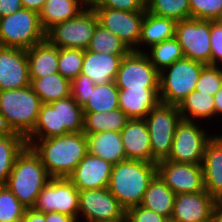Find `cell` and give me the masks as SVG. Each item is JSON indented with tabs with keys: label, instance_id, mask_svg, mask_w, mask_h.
Here are the masks:
<instances>
[{
	"label": "cell",
	"instance_id": "e575fe53",
	"mask_svg": "<svg viewBox=\"0 0 222 222\" xmlns=\"http://www.w3.org/2000/svg\"><path fill=\"white\" fill-rule=\"evenodd\" d=\"M144 53L159 72L172 65L175 61L184 58L181 46L175 37L151 46Z\"/></svg>",
	"mask_w": 222,
	"mask_h": 222
},
{
	"label": "cell",
	"instance_id": "6da1fadb",
	"mask_svg": "<svg viewBox=\"0 0 222 222\" xmlns=\"http://www.w3.org/2000/svg\"><path fill=\"white\" fill-rule=\"evenodd\" d=\"M26 143L40 157L52 178H68L88 153L87 137L83 132H70L45 139H26Z\"/></svg>",
	"mask_w": 222,
	"mask_h": 222
},
{
	"label": "cell",
	"instance_id": "836d02e7",
	"mask_svg": "<svg viewBox=\"0 0 222 222\" xmlns=\"http://www.w3.org/2000/svg\"><path fill=\"white\" fill-rule=\"evenodd\" d=\"M87 50L116 56H127L131 52L129 47L116 34L110 32L99 23Z\"/></svg>",
	"mask_w": 222,
	"mask_h": 222
},
{
	"label": "cell",
	"instance_id": "11a10c76",
	"mask_svg": "<svg viewBox=\"0 0 222 222\" xmlns=\"http://www.w3.org/2000/svg\"><path fill=\"white\" fill-rule=\"evenodd\" d=\"M215 203H222V190L214 197Z\"/></svg>",
	"mask_w": 222,
	"mask_h": 222
},
{
	"label": "cell",
	"instance_id": "d4e9b609",
	"mask_svg": "<svg viewBox=\"0 0 222 222\" xmlns=\"http://www.w3.org/2000/svg\"><path fill=\"white\" fill-rule=\"evenodd\" d=\"M176 23L172 18L158 17L146 11L141 25L138 52H145V47L150 48L175 37Z\"/></svg>",
	"mask_w": 222,
	"mask_h": 222
},
{
	"label": "cell",
	"instance_id": "4fadbf2b",
	"mask_svg": "<svg viewBox=\"0 0 222 222\" xmlns=\"http://www.w3.org/2000/svg\"><path fill=\"white\" fill-rule=\"evenodd\" d=\"M115 84L118 89L159 88V71L144 52L131 51L121 60Z\"/></svg>",
	"mask_w": 222,
	"mask_h": 222
},
{
	"label": "cell",
	"instance_id": "7dc6e473",
	"mask_svg": "<svg viewBox=\"0 0 222 222\" xmlns=\"http://www.w3.org/2000/svg\"><path fill=\"white\" fill-rule=\"evenodd\" d=\"M21 222H46L45 213L37 212L33 208L25 209Z\"/></svg>",
	"mask_w": 222,
	"mask_h": 222
},
{
	"label": "cell",
	"instance_id": "83f0119b",
	"mask_svg": "<svg viewBox=\"0 0 222 222\" xmlns=\"http://www.w3.org/2000/svg\"><path fill=\"white\" fill-rule=\"evenodd\" d=\"M83 133L121 132L130 118L120 109L106 112H83Z\"/></svg>",
	"mask_w": 222,
	"mask_h": 222
},
{
	"label": "cell",
	"instance_id": "4316f807",
	"mask_svg": "<svg viewBox=\"0 0 222 222\" xmlns=\"http://www.w3.org/2000/svg\"><path fill=\"white\" fill-rule=\"evenodd\" d=\"M175 197L176 194L156 175L144 193L141 206L171 218Z\"/></svg>",
	"mask_w": 222,
	"mask_h": 222
},
{
	"label": "cell",
	"instance_id": "1f68e13d",
	"mask_svg": "<svg viewBox=\"0 0 222 222\" xmlns=\"http://www.w3.org/2000/svg\"><path fill=\"white\" fill-rule=\"evenodd\" d=\"M49 104L58 106L59 136L70 132H83V108L72 96Z\"/></svg>",
	"mask_w": 222,
	"mask_h": 222
},
{
	"label": "cell",
	"instance_id": "603a6c76",
	"mask_svg": "<svg viewBox=\"0 0 222 222\" xmlns=\"http://www.w3.org/2000/svg\"><path fill=\"white\" fill-rule=\"evenodd\" d=\"M201 166L205 190L215 197L222 190V143L215 136L205 146Z\"/></svg>",
	"mask_w": 222,
	"mask_h": 222
},
{
	"label": "cell",
	"instance_id": "2e32d148",
	"mask_svg": "<svg viewBox=\"0 0 222 222\" xmlns=\"http://www.w3.org/2000/svg\"><path fill=\"white\" fill-rule=\"evenodd\" d=\"M30 85L26 49L0 46V91Z\"/></svg>",
	"mask_w": 222,
	"mask_h": 222
},
{
	"label": "cell",
	"instance_id": "7c38bea8",
	"mask_svg": "<svg viewBox=\"0 0 222 222\" xmlns=\"http://www.w3.org/2000/svg\"><path fill=\"white\" fill-rule=\"evenodd\" d=\"M78 217V222L80 218L82 222H120L125 210L107 188L83 190L79 191Z\"/></svg>",
	"mask_w": 222,
	"mask_h": 222
},
{
	"label": "cell",
	"instance_id": "44dd1931",
	"mask_svg": "<svg viewBox=\"0 0 222 222\" xmlns=\"http://www.w3.org/2000/svg\"><path fill=\"white\" fill-rule=\"evenodd\" d=\"M111 54L84 50L81 74L88 76L96 85L115 81L122 58Z\"/></svg>",
	"mask_w": 222,
	"mask_h": 222
},
{
	"label": "cell",
	"instance_id": "8992f818",
	"mask_svg": "<svg viewBox=\"0 0 222 222\" xmlns=\"http://www.w3.org/2000/svg\"><path fill=\"white\" fill-rule=\"evenodd\" d=\"M46 39L39 13L22 8L0 18V46L29 49Z\"/></svg>",
	"mask_w": 222,
	"mask_h": 222
},
{
	"label": "cell",
	"instance_id": "8fae6325",
	"mask_svg": "<svg viewBox=\"0 0 222 222\" xmlns=\"http://www.w3.org/2000/svg\"><path fill=\"white\" fill-rule=\"evenodd\" d=\"M33 209L42 213H63L78 222L79 190L68 178H51L38 195Z\"/></svg>",
	"mask_w": 222,
	"mask_h": 222
},
{
	"label": "cell",
	"instance_id": "680465c9",
	"mask_svg": "<svg viewBox=\"0 0 222 222\" xmlns=\"http://www.w3.org/2000/svg\"><path fill=\"white\" fill-rule=\"evenodd\" d=\"M165 222H178L177 220H174V219H172V218H167L166 220H165Z\"/></svg>",
	"mask_w": 222,
	"mask_h": 222
},
{
	"label": "cell",
	"instance_id": "9a60e30c",
	"mask_svg": "<svg viewBox=\"0 0 222 222\" xmlns=\"http://www.w3.org/2000/svg\"><path fill=\"white\" fill-rule=\"evenodd\" d=\"M157 175L175 193H197L205 190L201 164L158 161Z\"/></svg>",
	"mask_w": 222,
	"mask_h": 222
},
{
	"label": "cell",
	"instance_id": "c3c4849f",
	"mask_svg": "<svg viewBox=\"0 0 222 222\" xmlns=\"http://www.w3.org/2000/svg\"><path fill=\"white\" fill-rule=\"evenodd\" d=\"M46 222H77L73 217L59 212L45 213Z\"/></svg>",
	"mask_w": 222,
	"mask_h": 222
},
{
	"label": "cell",
	"instance_id": "ba28073f",
	"mask_svg": "<svg viewBox=\"0 0 222 222\" xmlns=\"http://www.w3.org/2000/svg\"><path fill=\"white\" fill-rule=\"evenodd\" d=\"M201 123L181 119L176 126L167 160L185 164L202 163L205 146L214 134H208V130Z\"/></svg>",
	"mask_w": 222,
	"mask_h": 222
},
{
	"label": "cell",
	"instance_id": "cb8c5ba5",
	"mask_svg": "<svg viewBox=\"0 0 222 222\" xmlns=\"http://www.w3.org/2000/svg\"><path fill=\"white\" fill-rule=\"evenodd\" d=\"M88 153L115 165L126 159L120 132L105 131L86 134Z\"/></svg>",
	"mask_w": 222,
	"mask_h": 222
},
{
	"label": "cell",
	"instance_id": "30bf717a",
	"mask_svg": "<svg viewBox=\"0 0 222 222\" xmlns=\"http://www.w3.org/2000/svg\"><path fill=\"white\" fill-rule=\"evenodd\" d=\"M175 38L184 58L211 65L210 20L189 18L177 21Z\"/></svg>",
	"mask_w": 222,
	"mask_h": 222
},
{
	"label": "cell",
	"instance_id": "e0dca14e",
	"mask_svg": "<svg viewBox=\"0 0 222 222\" xmlns=\"http://www.w3.org/2000/svg\"><path fill=\"white\" fill-rule=\"evenodd\" d=\"M113 164L87 153L68 179L79 191L108 188Z\"/></svg>",
	"mask_w": 222,
	"mask_h": 222
},
{
	"label": "cell",
	"instance_id": "9f6ffc18",
	"mask_svg": "<svg viewBox=\"0 0 222 222\" xmlns=\"http://www.w3.org/2000/svg\"><path fill=\"white\" fill-rule=\"evenodd\" d=\"M215 21L222 24V11L220 12L219 16L216 18Z\"/></svg>",
	"mask_w": 222,
	"mask_h": 222
},
{
	"label": "cell",
	"instance_id": "ee69618b",
	"mask_svg": "<svg viewBox=\"0 0 222 222\" xmlns=\"http://www.w3.org/2000/svg\"><path fill=\"white\" fill-rule=\"evenodd\" d=\"M167 218L141 205L125 211L126 222H165Z\"/></svg>",
	"mask_w": 222,
	"mask_h": 222
},
{
	"label": "cell",
	"instance_id": "f5cc1de1",
	"mask_svg": "<svg viewBox=\"0 0 222 222\" xmlns=\"http://www.w3.org/2000/svg\"><path fill=\"white\" fill-rule=\"evenodd\" d=\"M7 133H9V130L6 128L0 114V137L6 135Z\"/></svg>",
	"mask_w": 222,
	"mask_h": 222
},
{
	"label": "cell",
	"instance_id": "ac0fdd59",
	"mask_svg": "<svg viewBox=\"0 0 222 222\" xmlns=\"http://www.w3.org/2000/svg\"><path fill=\"white\" fill-rule=\"evenodd\" d=\"M215 199L206 190L176 194L171 218L178 222H211Z\"/></svg>",
	"mask_w": 222,
	"mask_h": 222
},
{
	"label": "cell",
	"instance_id": "d6a6232c",
	"mask_svg": "<svg viewBox=\"0 0 222 222\" xmlns=\"http://www.w3.org/2000/svg\"><path fill=\"white\" fill-rule=\"evenodd\" d=\"M119 89L115 81L95 85L90 97L82 107L83 112H106L119 108Z\"/></svg>",
	"mask_w": 222,
	"mask_h": 222
},
{
	"label": "cell",
	"instance_id": "3957f363",
	"mask_svg": "<svg viewBox=\"0 0 222 222\" xmlns=\"http://www.w3.org/2000/svg\"><path fill=\"white\" fill-rule=\"evenodd\" d=\"M51 178L40 157L26 146L17 156L5 185L26 209H31Z\"/></svg>",
	"mask_w": 222,
	"mask_h": 222
},
{
	"label": "cell",
	"instance_id": "277c9868",
	"mask_svg": "<svg viewBox=\"0 0 222 222\" xmlns=\"http://www.w3.org/2000/svg\"><path fill=\"white\" fill-rule=\"evenodd\" d=\"M42 104L31 85L0 91V114L6 128L25 138L36 126Z\"/></svg>",
	"mask_w": 222,
	"mask_h": 222
},
{
	"label": "cell",
	"instance_id": "6f0895ef",
	"mask_svg": "<svg viewBox=\"0 0 222 222\" xmlns=\"http://www.w3.org/2000/svg\"><path fill=\"white\" fill-rule=\"evenodd\" d=\"M214 136L222 143V134L221 133H219L218 135L215 134Z\"/></svg>",
	"mask_w": 222,
	"mask_h": 222
},
{
	"label": "cell",
	"instance_id": "f35d334b",
	"mask_svg": "<svg viewBox=\"0 0 222 222\" xmlns=\"http://www.w3.org/2000/svg\"><path fill=\"white\" fill-rule=\"evenodd\" d=\"M25 209L6 185H0V222H21Z\"/></svg>",
	"mask_w": 222,
	"mask_h": 222
},
{
	"label": "cell",
	"instance_id": "74e56055",
	"mask_svg": "<svg viewBox=\"0 0 222 222\" xmlns=\"http://www.w3.org/2000/svg\"><path fill=\"white\" fill-rule=\"evenodd\" d=\"M84 50L76 48H59L58 72L70 81L81 73Z\"/></svg>",
	"mask_w": 222,
	"mask_h": 222
},
{
	"label": "cell",
	"instance_id": "f546056e",
	"mask_svg": "<svg viewBox=\"0 0 222 222\" xmlns=\"http://www.w3.org/2000/svg\"><path fill=\"white\" fill-rule=\"evenodd\" d=\"M181 118L188 121L204 122L214 119V96L193 90L178 106ZM200 119V120H199Z\"/></svg>",
	"mask_w": 222,
	"mask_h": 222
},
{
	"label": "cell",
	"instance_id": "bcb514c9",
	"mask_svg": "<svg viewBox=\"0 0 222 222\" xmlns=\"http://www.w3.org/2000/svg\"><path fill=\"white\" fill-rule=\"evenodd\" d=\"M22 8V0H0V18L11 15Z\"/></svg>",
	"mask_w": 222,
	"mask_h": 222
},
{
	"label": "cell",
	"instance_id": "d590c367",
	"mask_svg": "<svg viewBox=\"0 0 222 222\" xmlns=\"http://www.w3.org/2000/svg\"><path fill=\"white\" fill-rule=\"evenodd\" d=\"M59 136L58 106L42 104L36 126L26 139H45Z\"/></svg>",
	"mask_w": 222,
	"mask_h": 222
},
{
	"label": "cell",
	"instance_id": "d6986e66",
	"mask_svg": "<svg viewBox=\"0 0 222 222\" xmlns=\"http://www.w3.org/2000/svg\"><path fill=\"white\" fill-rule=\"evenodd\" d=\"M120 133L126 159L152 163L150 135L145 119H130Z\"/></svg>",
	"mask_w": 222,
	"mask_h": 222
},
{
	"label": "cell",
	"instance_id": "ab89813d",
	"mask_svg": "<svg viewBox=\"0 0 222 222\" xmlns=\"http://www.w3.org/2000/svg\"><path fill=\"white\" fill-rule=\"evenodd\" d=\"M222 85V66L205 65L199 75L195 90L214 96Z\"/></svg>",
	"mask_w": 222,
	"mask_h": 222
},
{
	"label": "cell",
	"instance_id": "f907efd6",
	"mask_svg": "<svg viewBox=\"0 0 222 222\" xmlns=\"http://www.w3.org/2000/svg\"><path fill=\"white\" fill-rule=\"evenodd\" d=\"M211 222H222V203H215Z\"/></svg>",
	"mask_w": 222,
	"mask_h": 222
},
{
	"label": "cell",
	"instance_id": "7402d4cb",
	"mask_svg": "<svg viewBox=\"0 0 222 222\" xmlns=\"http://www.w3.org/2000/svg\"><path fill=\"white\" fill-rule=\"evenodd\" d=\"M26 52L30 81L58 73L59 48L52 45L47 39L33 45Z\"/></svg>",
	"mask_w": 222,
	"mask_h": 222
},
{
	"label": "cell",
	"instance_id": "484cf974",
	"mask_svg": "<svg viewBox=\"0 0 222 222\" xmlns=\"http://www.w3.org/2000/svg\"><path fill=\"white\" fill-rule=\"evenodd\" d=\"M85 8L82 0H46L39 13L41 27L47 32L54 25L75 18Z\"/></svg>",
	"mask_w": 222,
	"mask_h": 222
},
{
	"label": "cell",
	"instance_id": "8d00e7d4",
	"mask_svg": "<svg viewBox=\"0 0 222 222\" xmlns=\"http://www.w3.org/2000/svg\"><path fill=\"white\" fill-rule=\"evenodd\" d=\"M146 11L176 21L190 18L189 0H146Z\"/></svg>",
	"mask_w": 222,
	"mask_h": 222
},
{
	"label": "cell",
	"instance_id": "db71d44e",
	"mask_svg": "<svg viewBox=\"0 0 222 222\" xmlns=\"http://www.w3.org/2000/svg\"><path fill=\"white\" fill-rule=\"evenodd\" d=\"M101 0H82L85 7H94L97 5Z\"/></svg>",
	"mask_w": 222,
	"mask_h": 222
},
{
	"label": "cell",
	"instance_id": "4dcf8cb0",
	"mask_svg": "<svg viewBox=\"0 0 222 222\" xmlns=\"http://www.w3.org/2000/svg\"><path fill=\"white\" fill-rule=\"evenodd\" d=\"M27 146L26 138L9 132L0 137V185H5L17 156Z\"/></svg>",
	"mask_w": 222,
	"mask_h": 222
},
{
	"label": "cell",
	"instance_id": "91938a15",
	"mask_svg": "<svg viewBox=\"0 0 222 222\" xmlns=\"http://www.w3.org/2000/svg\"><path fill=\"white\" fill-rule=\"evenodd\" d=\"M216 94H222V85H221V88L219 89V91Z\"/></svg>",
	"mask_w": 222,
	"mask_h": 222
},
{
	"label": "cell",
	"instance_id": "9c48e42d",
	"mask_svg": "<svg viewBox=\"0 0 222 222\" xmlns=\"http://www.w3.org/2000/svg\"><path fill=\"white\" fill-rule=\"evenodd\" d=\"M98 17L91 7H86L75 18L58 23L46 32V39L58 48L86 50L94 35Z\"/></svg>",
	"mask_w": 222,
	"mask_h": 222
},
{
	"label": "cell",
	"instance_id": "60d3db41",
	"mask_svg": "<svg viewBox=\"0 0 222 222\" xmlns=\"http://www.w3.org/2000/svg\"><path fill=\"white\" fill-rule=\"evenodd\" d=\"M190 18L216 20L222 11V0H189Z\"/></svg>",
	"mask_w": 222,
	"mask_h": 222
},
{
	"label": "cell",
	"instance_id": "7a4b0ae2",
	"mask_svg": "<svg viewBox=\"0 0 222 222\" xmlns=\"http://www.w3.org/2000/svg\"><path fill=\"white\" fill-rule=\"evenodd\" d=\"M156 175V163L125 159L113 165L107 189L126 211L141 205L144 193Z\"/></svg>",
	"mask_w": 222,
	"mask_h": 222
},
{
	"label": "cell",
	"instance_id": "b9f144b4",
	"mask_svg": "<svg viewBox=\"0 0 222 222\" xmlns=\"http://www.w3.org/2000/svg\"><path fill=\"white\" fill-rule=\"evenodd\" d=\"M95 83L86 75L79 74L71 80V96L80 105L84 106L90 97V93L95 88Z\"/></svg>",
	"mask_w": 222,
	"mask_h": 222
},
{
	"label": "cell",
	"instance_id": "f1b7e54d",
	"mask_svg": "<svg viewBox=\"0 0 222 222\" xmlns=\"http://www.w3.org/2000/svg\"><path fill=\"white\" fill-rule=\"evenodd\" d=\"M30 85L43 104L71 96V81L59 72L32 79Z\"/></svg>",
	"mask_w": 222,
	"mask_h": 222
},
{
	"label": "cell",
	"instance_id": "681fc988",
	"mask_svg": "<svg viewBox=\"0 0 222 222\" xmlns=\"http://www.w3.org/2000/svg\"><path fill=\"white\" fill-rule=\"evenodd\" d=\"M45 3L46 0H22L23 8L33 10L37 13L43 10Z\"/></svg>",
	"mask_w": 222,
	"mask_h": 222
},
{
	"label": "cell",
	"instance_id": "5b68a950",
	"mask_svg": "<svg viewBox=\"0 0 222 222\" xmlns=\"http://www.w3.org/2000/svg\"><path fill=\"white\" fill-rule=\"evenodd\" d=\"M204 66L200 62L183 58L159 72L160 102L179 106L195 90Z\"/></svg>",
	"mask_w": 222,
	"mask_h": 222
},
{
	"label": "cell",
	"instance_id": "f6af8a7d",
	"mask_svg": "<svg viewBox=\"0 0 222 222\" xmlns=\"http://www.w3.org/2000/svg\"><path fill=\"white\" fill-rule=\"evenodd\" d=\"M94 7L111 8L122 11H146L145 0H101Z\"/></svg>",
	"mask_w": 222,
	"mask_h": 222
},
{
	"label": "cell",
	"instance_id": "52a82bcc",
	"mask_svg": "<svg viewBox=\"0 0 222 222\" xmlns=\"http://www.w3.org/2000/svg\"><path fill=\"white\" fill-rule=\"evenodd\" d=\"M152 148V163L166 159L171 151L177 124L181 121L178 106L159 103L144 118Z\"/></svg>",
	"mask_w": 222,
	"mask_h": 222
},
{
	"label": "cell",
	"instance_id": "5bb4252c",
	"mask_svg": "<svg viewBox=\"0 0 222 222\" xmlns=\"http://www.w3.org/2000/svg\"><path fill=\"white\" fill-rule=\"evenodd\" d=\"M98 23L116 34L131 51L138 52L141 25L146 11H122L104 7H92Z\"/></svg>",
	"mask_w": 222,
	"mask_h": 222
},
{
	"label": "cell",
	"instance_id": "816d5d0a",
	"mask_svg": "<svg viewBox=\"0 0 222 222\" xmlns=\"http://www.w3.org/2000/svg\"><path fill=\"white\" fill-rule=\"evenodd\" d=\"M215 118L222 116V94L214 95Z\"/></svg>",
	"mask_w": 222,
	"mask_h": 222
},
{
	"label": "cell",
	"instance_id": "ffe728a7",
	"mask_svg": "<svg viewBox=\"0 0 222 222\" xmlns=\"http://www.w3.org/2000/svg\"><path fill=\"white\" fill-rule=\"evenodd\" d=\"M119 108L130 118L144 119L160 103L159 88L119 89Z\"/></svg>",
	"mask_w": 222,
	"mask_h": 222
},
{
	"label": "cell",
	"instance_id": "7bdbcfd3",
	"mask_svg": "<svg viewBox=\"0 0 222 222\" xmlns=\"http://www.w3.org/2000/svg\"><path fill=\"white\" fill-rule=\"evenodd\" d=\"M210 42L211 65L222 66V24L215 20H210Z\"/></svg>",
	"mask_w": 222,
	"mask_h": 222
}]
</instances>
